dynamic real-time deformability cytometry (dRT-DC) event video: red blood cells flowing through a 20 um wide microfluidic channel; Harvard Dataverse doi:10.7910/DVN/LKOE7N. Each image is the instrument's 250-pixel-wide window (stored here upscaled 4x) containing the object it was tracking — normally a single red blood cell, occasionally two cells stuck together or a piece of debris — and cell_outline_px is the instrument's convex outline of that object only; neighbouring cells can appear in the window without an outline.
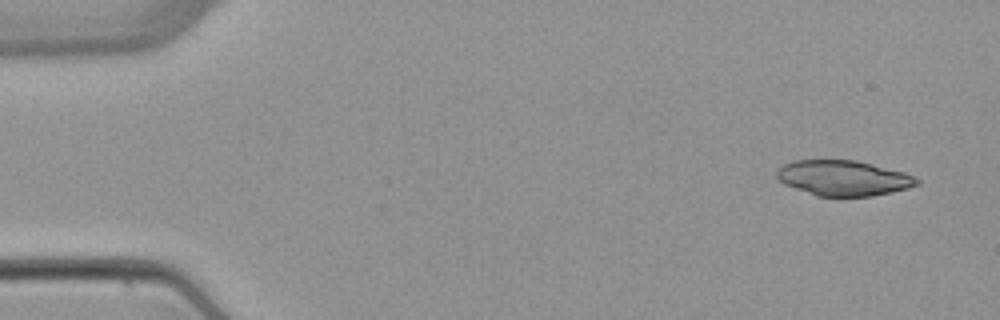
{"species": "common noctule bat (a hibernating species)", "species_latin": "Nyctalus noctula", "temperature_condition": "warm", "stored_images_in_passage": 4, "camera_frame_rate_fps": 3000, "um_per_image_px": 0.085, "animal": {"sex": "female", "body_mass_g": 22.7, "forearm_length_mm": 54.2}, "frame": {"image": 1, "passage_image": 1, "time_ms": 0.0, "image_size_px": [1000, 320], "cell_outline_px": [[920, 184], [908, 188], [892, 192], [872, 196], [816, 196], [784, 184], [776, 176], [776, 172], [784, 164], [792, 160], [856, 160], [904, 172], [920, 180]], "centroid_in_image_um": [71.69, 15.13], "position_along_channel_um": 13.3, "area_um2": 28.78}}
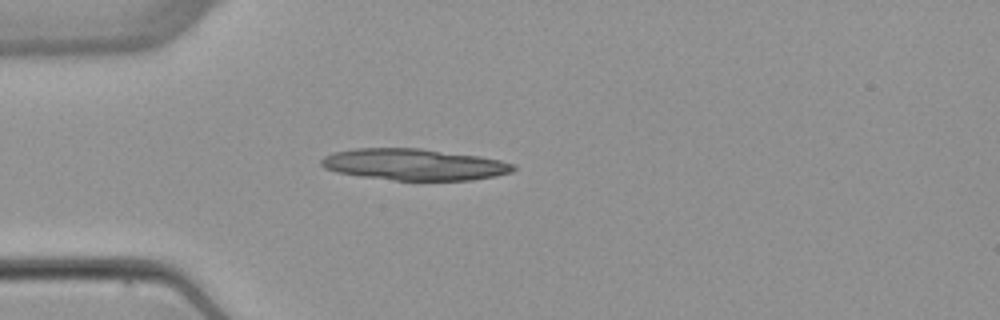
{"frame": {"image": 2, "passage_image": 4, "time_ms": 3.667, "image_size_px": [1000, 320], "cell_outline_px": [[516, 168], [512, 172], [496, 176], [472, 180], [396, 180], [360, 176], [336, 172], [324, 168], [320, 164], [320, 160], [324, 156], [332, 152], [352, 148], [420, 148], [480, 156], [500, 160], [516, 164]], "centroid_in_image_um": [35.19, 13.97], "position_along_channel_um": 49.8, "area_um2": 35.43}}